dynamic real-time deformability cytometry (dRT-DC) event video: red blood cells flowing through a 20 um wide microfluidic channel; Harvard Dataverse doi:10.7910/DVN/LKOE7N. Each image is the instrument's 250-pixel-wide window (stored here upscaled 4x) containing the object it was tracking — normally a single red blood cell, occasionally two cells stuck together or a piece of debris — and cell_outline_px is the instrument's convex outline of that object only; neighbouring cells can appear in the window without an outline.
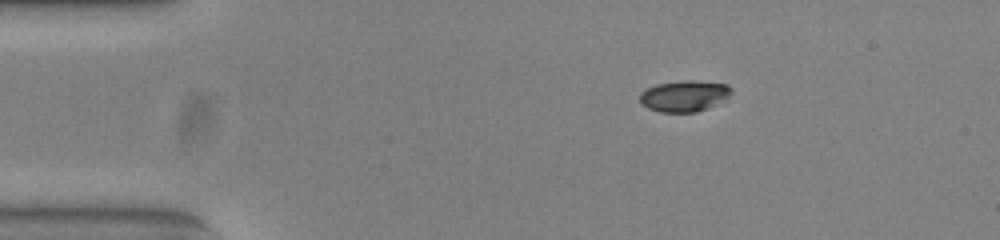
{"species": "common noctule bat (a hibernating species)", "species_latin": "Nyctalus noctula", "temperature_condition": "warm", "stored_images_in_passage": 45, "camera_frame_rate_fps": 3000, "um_per_image_px": 0.085, "animal": {"sex": "female", "body_mass_g": 23.0, "forearm_length_mm": 53.4}, "frame": {"image": 1, "passage_image": 1, "time_ms": 0.0, "image_size_px": [1000, 240], "cell_outline_px": [[732, 92], [728, 100], [708, 108], [696, 112], [660, 112], [648, 108], [640, 104], [640, 92], [656, 84], [684, 80], [692, 80], [728, 84], [732, 88]], "centroid_in_image_um": [58.21, 8.16], "position_along_channel_um": 26.8, "area_um2": 16.94}}
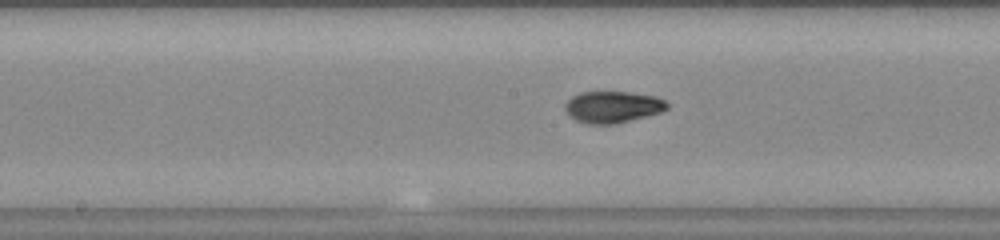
{"frame": {"image": 2, "passage_image": 19, "time_ms": 6.0, "image_size_px": [1000, 240], "cell_outline_px": [[668, 108], [660, 112], [612, 124], [588, 124], [576, 120], [564, 108], [564, 104], [572, 96], [580, 92], [628, 92], [656, 96], [664, 100], [668, 104]], "centroid_in_image_um": [52.06, 9.07], "position_along_channel_um": 196.1, "area_um2": 18.5}}
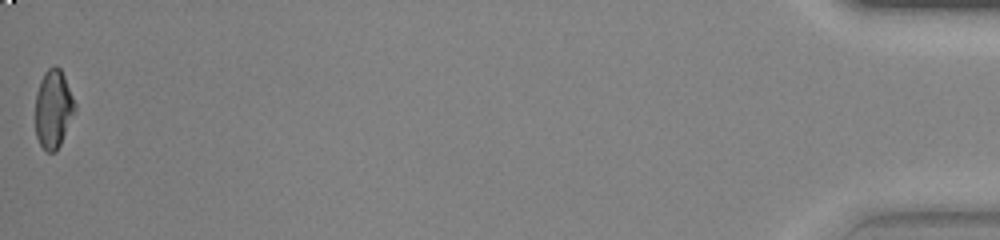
{"frame": {"image": 3, "passage_image": 45, "time_ms": 14.667, "image_size_px": [1000, 240], "cell_outline_px": [[76, 108], [60, 144], [56, 152], [48, 152], [40, 144], [36, 136], [36, 92], [40, 80], [44, 72], [52, 64], [56, 64], [60, 68], [64, 76], [76, 104]], "centroid_in_image_um": [4.53, 9.22], "position_along_channel_um": 430.7, "area_um2": 17.98}, "authors_computed_cell_mechanics": {"area_um2": 18.4382, "velocity_mm_per_s": 3.8867, "shape_relaxation_time_tau1_ms": 6.9364, "shape_relaxation_time_tau2_ms": 1.096, "deformation_change_tau1": 0.2116, "deformation_change_tau2": 0.0472}}